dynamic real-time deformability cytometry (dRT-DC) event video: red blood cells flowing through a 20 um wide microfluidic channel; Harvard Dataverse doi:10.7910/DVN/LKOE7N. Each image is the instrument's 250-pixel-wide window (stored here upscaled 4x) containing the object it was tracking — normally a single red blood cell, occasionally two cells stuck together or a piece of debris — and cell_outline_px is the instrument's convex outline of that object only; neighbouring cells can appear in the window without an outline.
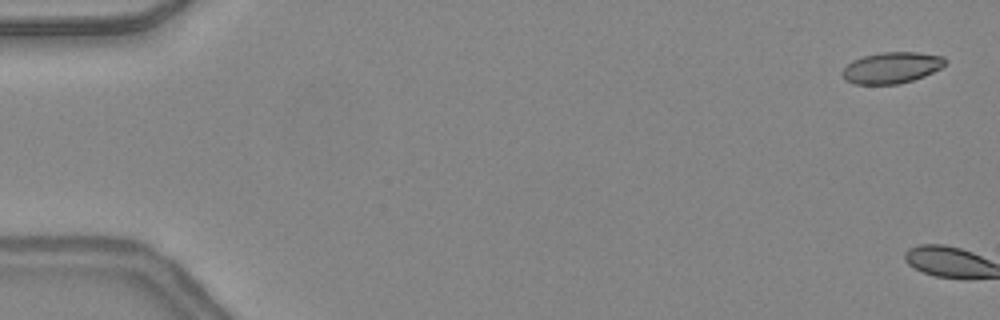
{"species": "common noctule bat (a hibernating species)", "species_latin": "Nyctalus noctula", "temperature_condition": "warm", "stored_images_in_passage": 4, "camera_frame_rate_fps": 3000, "um_per_image_px": 0.085, "animal": {"sex": "female", "body_mass_g": 24.6, "forearm_length_mm": 56.2}, "frame": {"image": 1, "passage_image": 2, "time_ms": 0.333, "image_size_px": [1000, 320], "cell_outline_px": [[944, 64], [940, 68], [924, 76], [900, 84], [852, 84], [844, 80], [840, 72], [852, 60], [864, 56], [880, 52], [920, 52], [944, 56]], "centroid_in_image_um": [75.74, 5.76], "position_along_channel_um": 9.3, "area_um2": 18.79}}